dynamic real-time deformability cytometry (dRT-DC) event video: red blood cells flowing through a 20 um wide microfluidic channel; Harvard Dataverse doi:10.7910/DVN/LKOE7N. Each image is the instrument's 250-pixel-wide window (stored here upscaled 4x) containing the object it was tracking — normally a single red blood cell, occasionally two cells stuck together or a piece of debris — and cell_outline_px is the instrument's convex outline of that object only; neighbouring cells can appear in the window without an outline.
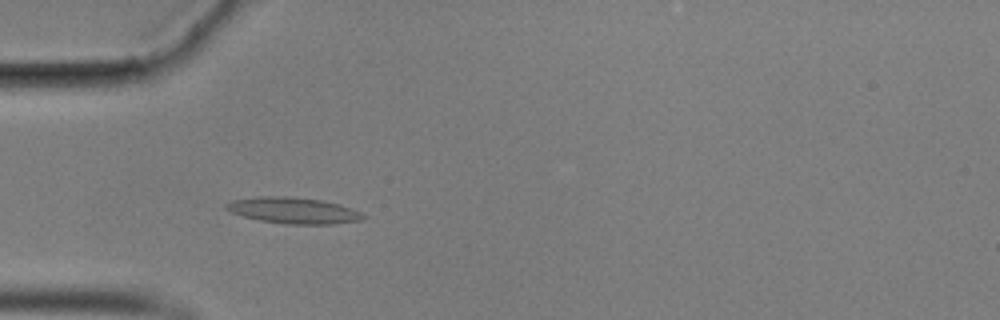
{"species": "common noctule bat (a hibernating species)", "species_latin": "Nyctalus noctula", "temperature_condition": "cold", "stored_images_in_passage": 56, "camera_frame_rate_fps": 3000, "um_per_image_px": 0.085, "animal": {"sex": "male", "body_mass_g": 17.9}, "frame": {"image": 1, "passage_image": 17, "time_ms": 5.333, "image_size_px": [1000, 320], "cell_outline_px": [[368, 216], [364, 220], [332, 224], [288, 224], [260, 220], [244, 216], [232, 212], [224, 208], [224, 204], [232, 200], [252, 196], [288, 196], [324, 200], [352, 208]], "centroid_in_image_um": [24.96, 17.88], "position_along_channel_um": 60.0, "area_um2": 21.1}}
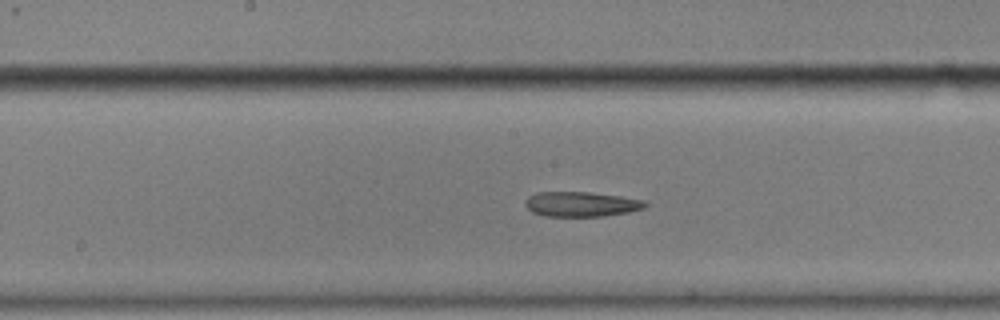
{"frame": {"image": 2, "passage_image": 29, "time_ms": 9.333, "image_size_px": [1000, 320], "cell_outline_px": [[648, 204], [644, 208], [628, 212], [604, 216], [544, 216], [532, 212], [524, 204], [524, 200], [528, 196], [536, 192], [588, 192], [620, 196], [644, 200]], "centroid_in_image_um": [49.38, 17.35], "position_along_channel_um": 198.8, "area_um2": 17.46}}
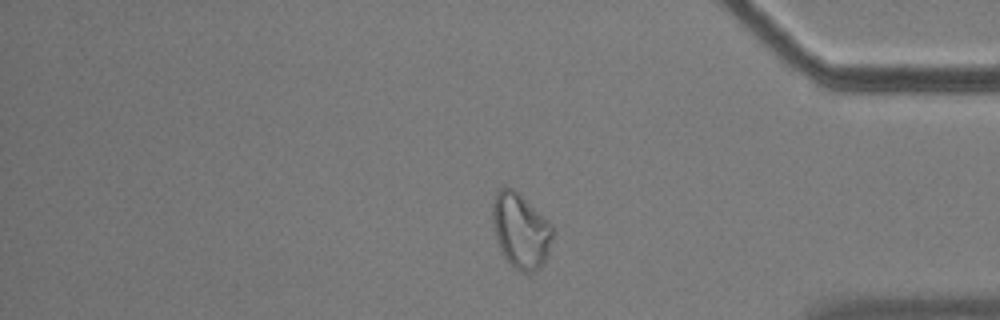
{"frame": {"image": 3, "passage_image": 47, "time_ms": 15.333, "image_size_px": [1000, 320], "cell_outline_px": [[556, 232], [548, 256], [544, 264], [536, 272], [524, 272], [516, 268], [504, 256], [500, 248], [496, 236], [492, 220], [492, 204], [496, 192], [504, 184], [512, 188], [548, 220], [552, 224]], "centroid_in_image_um": [44.3, 19.61], "position_along_channel_um": 390.9, "area_um2": 26.47}, "authors_computed_cell_mechanics": {"area_um2": 19.1029, "velocity_mm_per_s": 3.5393, "shape_relaxation_time_tau1_ms": null, "shape_relaxation_time_tau2_ms": 10.6053, "deformation_change_tau1": null, "deformation_change_tau2": 0.1979}}